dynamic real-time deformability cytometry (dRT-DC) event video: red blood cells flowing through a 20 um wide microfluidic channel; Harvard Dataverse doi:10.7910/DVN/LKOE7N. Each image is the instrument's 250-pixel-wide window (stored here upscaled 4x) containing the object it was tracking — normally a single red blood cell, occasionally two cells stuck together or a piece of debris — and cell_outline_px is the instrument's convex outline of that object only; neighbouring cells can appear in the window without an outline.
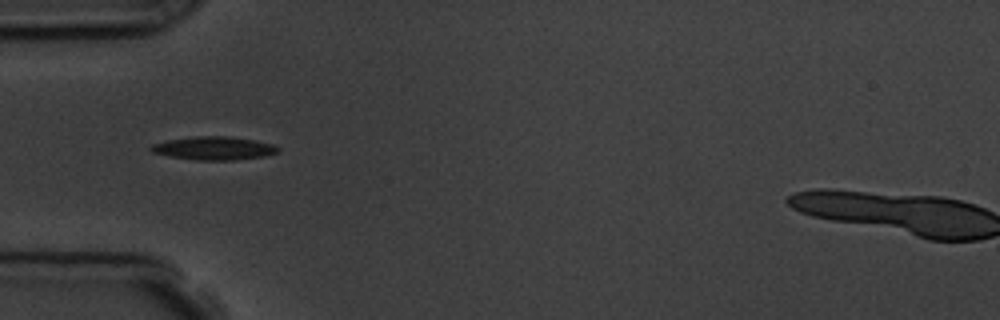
{"species": "common noctule bat (a hibernating species)", "species_latin": "Nyctalus noctula", "temperature_condition": "room temperature", "stored_images_in_passage": 6, "camera_frame_rate_fps": 3000, "um_per_image_px": 0.085, "animal": {"sex": "male", "body_mass_g": 19.5, "forearm_length_mm": 54.6}, "frame": {"image": 1, "passage_image": 4, "time_ms": 3.333, "image_size_px": [1000, 320], "cell_outline_px": [[280, 152], [264, 156], [232, 160], [196, 160], [172, 156], [152, 152], [148, 148], [152, 144], [168, 140], [192, 136], [232, 136], [256, 140], [276, 144], [280, 148]], "centroid_in_image_um": [18.24, 12.58], "position_along_channel_um": 66.8, "area_um2": 17.4}}